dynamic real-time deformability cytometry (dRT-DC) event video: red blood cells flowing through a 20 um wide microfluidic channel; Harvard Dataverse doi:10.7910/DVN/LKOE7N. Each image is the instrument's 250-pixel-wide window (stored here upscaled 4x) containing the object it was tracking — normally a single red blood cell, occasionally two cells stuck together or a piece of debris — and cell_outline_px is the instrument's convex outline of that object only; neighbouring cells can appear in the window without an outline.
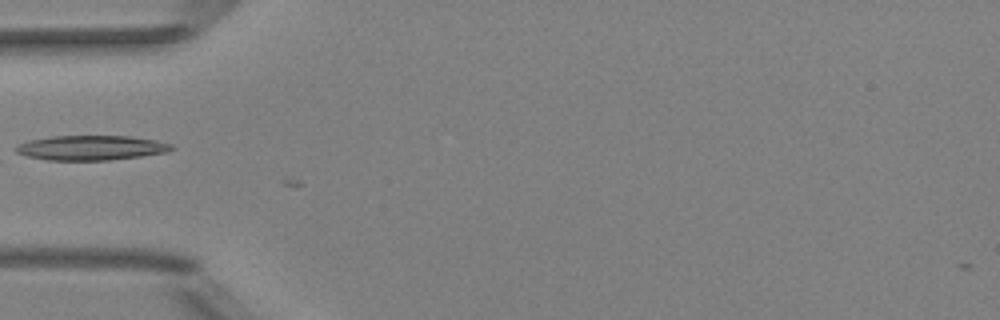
{"species": "Egyptian fruit bat (a non-hibernating species)", "species_latin": "Rousettus aegyptiacus", "temperature_condition": "room temperature", "stored_images_in_passage": 2, "camera_frame_rate_fps": 3000, "um_per_image_px": 0.085, "animal": {"sex": "female"}, "frame": {"image": 1, "passage_image": 1, "time_ms": 0.0, "image_size_px": [1000, 320], "cell_outline_px": [[176, 148], [168, 152], [140, 156], [108, 160], [48, 160], [28, 156], [16, 152], [12, 148], [28, 140], [52, 136], [128, 136], [156, 140], [172, 144]], "centroid_in_image_um": [7.75, 12.56], "position_along_channel_um": 77.2, "area_um2": 22.43}}